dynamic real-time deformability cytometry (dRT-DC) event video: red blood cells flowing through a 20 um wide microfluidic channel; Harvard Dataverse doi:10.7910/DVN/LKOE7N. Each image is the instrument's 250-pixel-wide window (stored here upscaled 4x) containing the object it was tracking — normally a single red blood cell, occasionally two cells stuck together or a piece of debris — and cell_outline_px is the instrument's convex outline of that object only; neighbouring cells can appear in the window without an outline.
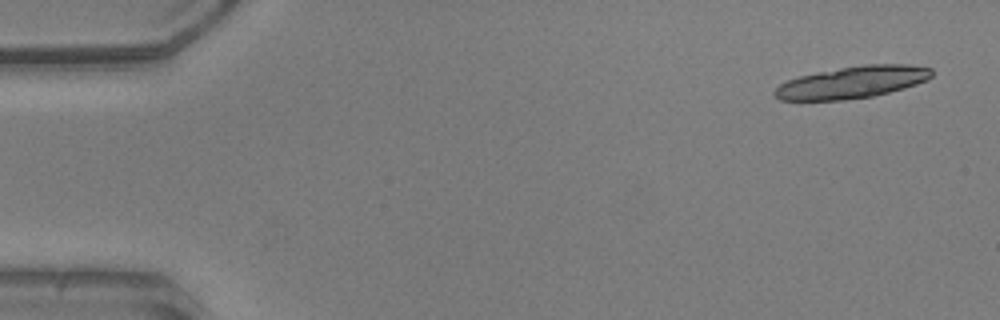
{"species": "common noctule bat (a hibernating species)", "species_latin": "Nyctalus noctula", "temperature_condition": "warm", "stored_images_in_passage": 17, "camera_frame_rate_fps": 3000, "um_per_image_px": 0.085, "animal": {"sex": "male", "body_mass_g": 20.5, "forearm_length_mm": 52.5}, "frame": {"image": 1, "passage_image": 1, "time_ms": 0.0, "image_size_px": [1000, 320], "cell_outline_px": [[932, 76], [928, 80], [904, 88], [872, 96], [844, 100], [780, 100], [772, 92], [780, 84], [788, 80], [800, 76], [816, 72], [864, 64], [908, 64], [932, 68]], "centroid_in_image_um": [72.46, 6.99], "position_along_channel_um": 12.5, "area_um2": 29.19}}